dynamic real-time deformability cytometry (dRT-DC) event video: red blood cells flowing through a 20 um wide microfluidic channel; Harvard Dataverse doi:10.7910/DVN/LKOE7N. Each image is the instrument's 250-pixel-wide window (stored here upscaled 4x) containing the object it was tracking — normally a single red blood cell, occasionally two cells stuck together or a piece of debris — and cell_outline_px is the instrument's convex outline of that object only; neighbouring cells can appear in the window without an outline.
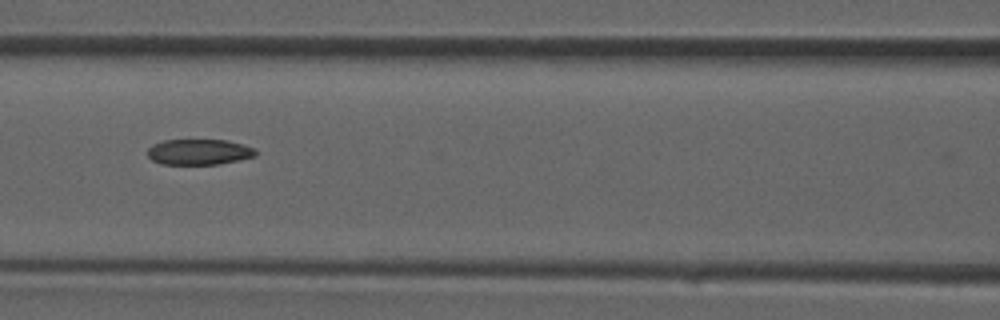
{"species": "common noctule bat (a hibernating species)", "species_latin": "Nyctalus noctula", "temperature_condition": "room temperature", "stored_images_in_passage": 37, "camera_frame_rate_fps": 3000, "um_per_image_px": 0.085, "animal": {"sex": "male", "forearm_length_mm": 52.5}, "frame": {"image": 1, "passage_image": 16, "time_ms": 5.0, "image_size_px": [1000, 320], "cell_outline_px": [[256, 156], [220, 164], [160, 164], [152, 160], [148, 156], [148, 148], [152, 144], [164, 140], [224, 140], [244, 144], [256, 148]], "centroid_in_image_um": [16.92, 12.91], "position_along_channel_um": 149.7, "area_um2": 16.24}}